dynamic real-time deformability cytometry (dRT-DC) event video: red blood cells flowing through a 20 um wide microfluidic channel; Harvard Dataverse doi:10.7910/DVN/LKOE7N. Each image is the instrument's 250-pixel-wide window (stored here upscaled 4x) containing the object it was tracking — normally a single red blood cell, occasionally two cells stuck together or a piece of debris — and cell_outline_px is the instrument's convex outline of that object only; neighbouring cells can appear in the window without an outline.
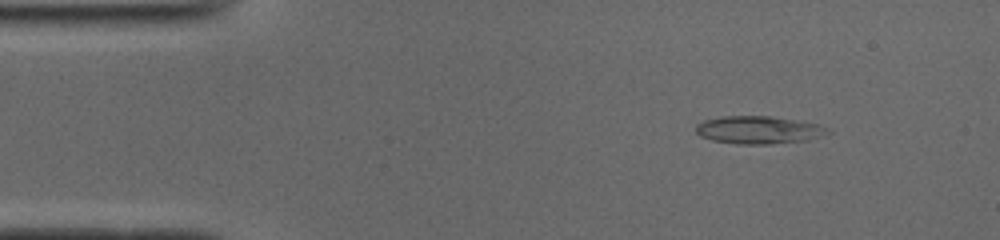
{"species": "common noctule bat (a hibernating species)", "species_latin": "Nyctalus noctula", "temperature_condition": "cold", "stored_images_in_passage": 50, "camera_frame_rate_fps": 3000, "um_per_image_px": 0.085, "animal": {"sex": "male", "body_mass_g": 19.0, "forearm_length_mm": 50.8}, "frame": {"image": 1, "passage_image": 6, "time_ms": 1.667, "image_size_px": [1000, 240], "cell_outline_px": [[832, 132], [808, 140], [768, 144], [736, 144], [712, 140], [700, 136], [696, 132], [696, 124], [704, 120], [720, 116], [772, 116], [816, 124]], "centroid_in_image_um": [64.42, 11.04], "position_along_channel_um": 20.6, "area_um2": 21.15}}
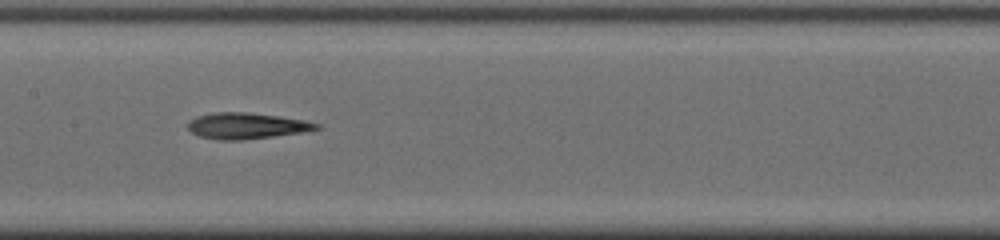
{"frame": {"image": 2, "passage_image": 24, "time_ms": 7.667, "image_size_px": [1000, 240], "cell_outline_px": [[320, 128], [300, 132], [272, 136], [240, 140], [216, 140], [200, 136], [192, 132], [188, 128], [188, 120], [196, 116], [212, 112], [248, 112], [304, 120], [320, 124]], "centroid_in_image_um": [20.89, 10.68], "position_along_channel_um": 186.5, "area_um2": 19.36}}
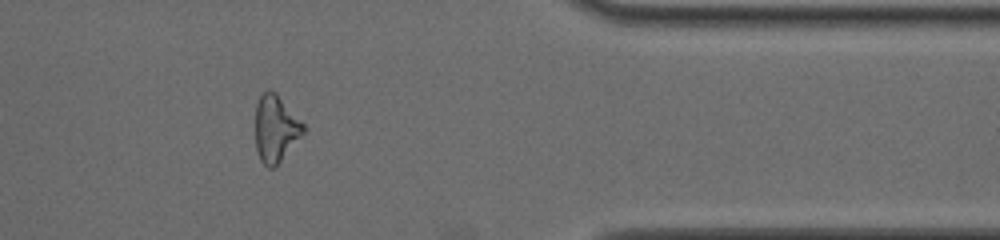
{"frame": {"image": 3, "passage_image": 41, "time_ms": 13.333, "image_size_px": [1000, 240], "cell_outline_px": [[304, 132], [280, 160], [272, 168], [268, 168], [260, 160], [256, 148], [256, 104], [260, 96], [268, 88], [276, 92], [304, 124]], "centroid_in_image_um": [23.41, 10.89], "position_along_channel_um": 388.0, "area_um2": 18.32}, "authors_computed_cell_mechanics": {"area_um2": 19.363, "velocity_mm_per_s": 3.9412, "shape_relaxation_time_tau1_ms": 3.6106, "shape_relaxation_time_tau2_ms": 2.653, "deformation_change_tau1": 0.1754, "deformation_change_tau2": 0.1533}}